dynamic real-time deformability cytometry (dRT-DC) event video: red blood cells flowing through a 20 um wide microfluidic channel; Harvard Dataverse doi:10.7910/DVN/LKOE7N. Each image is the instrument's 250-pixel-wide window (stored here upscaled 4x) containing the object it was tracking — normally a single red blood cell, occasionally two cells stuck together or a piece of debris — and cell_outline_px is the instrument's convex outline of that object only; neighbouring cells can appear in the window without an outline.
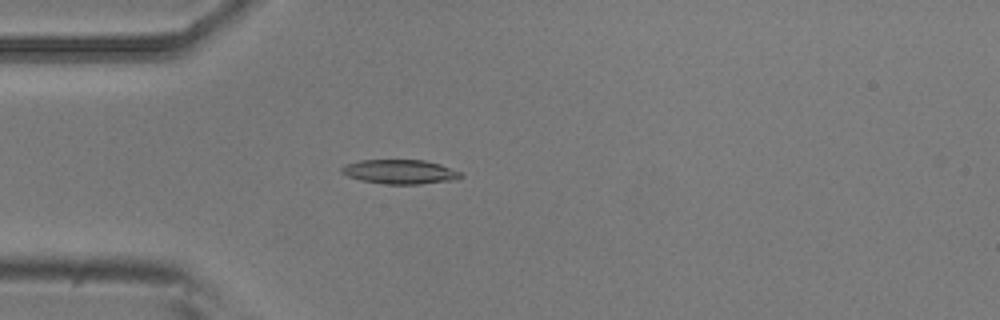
{"species": "common noctule bat (a hibernating species)", "species_latin": "Nyctalus noctula", "temperature_condition": "room temperature", "stored_images_in_passage": 31, "camera_frame_rate_fps": 3000, "um_per_image_px": 0.085, "animal": {"sex": "male", "body_mass_g": 20.5, "forearm_length_mm": 52.5}, "frame": {"image": 1, "passage_image": 3, "time_ms": 0.667, "image_size_px": [1000, 320], "cell_outline_px": [[464, 176], [456, 180], [420, 184], [384, 184], [360, 180], [348, 176], [340, 172], [340, 168], [344, 164], [360, 160], [424, 160], [440, 164], [460, 172]], "centroid_in_image_um": [33.98, 14.6], "position_along_channel_um": 51.0, "area_um2": 16.99}}
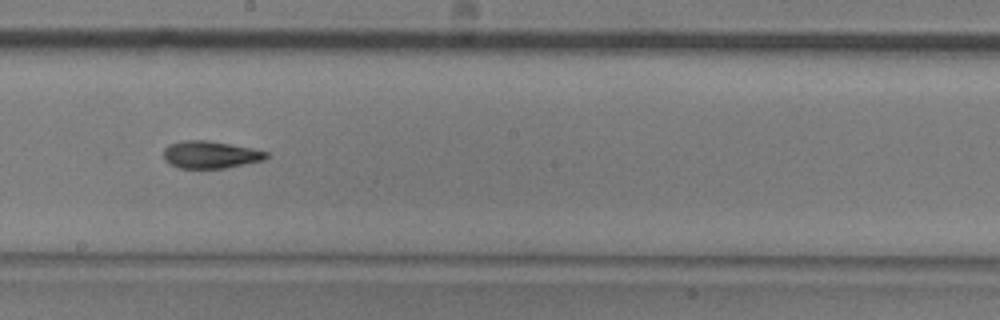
{"frame": {"image": 2, "passage_image": 18, "time_ms": 5.667, "image_size_px": [1000, 320], "cell_outline_px": [[268, 156], [264, 160], [224, 168], [180, 168], [168, 164], [164, 160], [164, 148], [168, 144], [184, 140], [208, 140], [252, 148], [268, 152]], "centroid_in_image_um": [17.85, 13.14], "position_along_channel_um": 230.3, "area_um2": 16.42}}
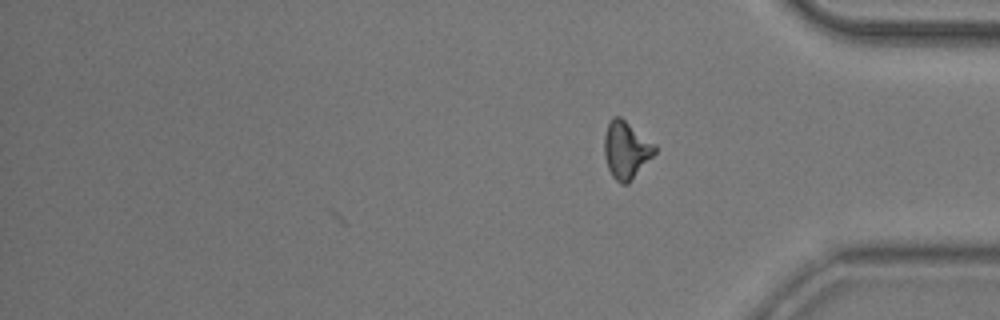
{"frame": {"image": 3, "passage_image": 31, "time_ms": 10.0, "image_size_px": [1000, 320], "cell_outline_px": [[656, 152], [632, 180], [628, 184], [620, 184], [612, 176], [608, 168], [604, 156], [604, 136], [608, 124], [616, 116], [620, 116], [656, 144]], "centroid_in_image_um": [53.23, 12.76], "position_along_channel_um": 382.0, "area_um2": 16.88}, "authors_computed_cell_mechanics": {"area_um2": 16.473, "velocity_mm_per_s": 3.7413, "shape_relaxation_time_tau1_ms": 7.5004, "shape_relaxation_time_tau2_ms": 3.9155, "deformation_change_tau1": 0.1878, "deformation_change_tau2": 0.1076}}